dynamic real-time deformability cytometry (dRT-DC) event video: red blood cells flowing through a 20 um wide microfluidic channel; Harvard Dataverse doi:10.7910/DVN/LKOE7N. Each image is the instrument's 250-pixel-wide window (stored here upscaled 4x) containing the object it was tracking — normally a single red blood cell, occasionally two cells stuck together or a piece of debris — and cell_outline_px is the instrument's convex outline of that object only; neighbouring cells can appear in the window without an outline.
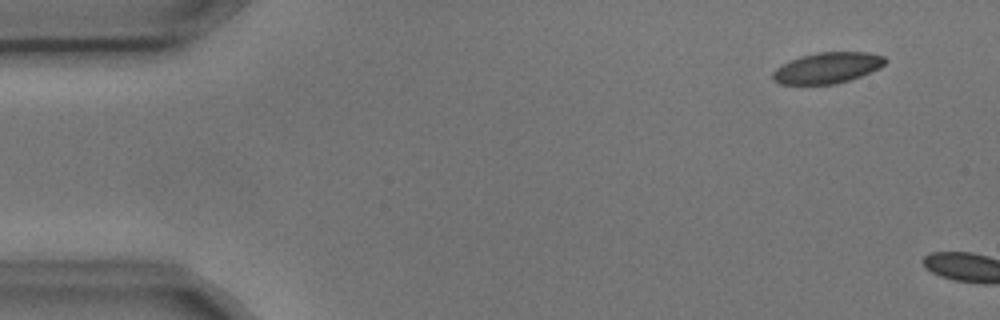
{"species": "common noctule bat (a hibernating species)", "species_latin": "Nyctalus noctula", "temperature_condition": "cold", "stored_images_in_passage": 2, "camera_frame_rate_fps": 3000, "um_per_image_px": 0.085, "animal": {"sex": "male", "body_mass_g": 17.9, "forearm_length_mm": 54.2}, "frame": {"image": 1, "passage_image": 1, "time_ms": 0.0, "image_size_px": [1000, 320], "cell_outline_px": [[888, 60], [880, 68], [860, 76], [848, 80], [832, 84], [780, 84], [772, 80], [772, 72], [776, 68], [800, 56], [816, 52], [868, 52], [884, 56]], "centroid_in_image_um": [70.33, 5.76], "position_along_channel_um": 14.7, "area_um2": 20.17}}